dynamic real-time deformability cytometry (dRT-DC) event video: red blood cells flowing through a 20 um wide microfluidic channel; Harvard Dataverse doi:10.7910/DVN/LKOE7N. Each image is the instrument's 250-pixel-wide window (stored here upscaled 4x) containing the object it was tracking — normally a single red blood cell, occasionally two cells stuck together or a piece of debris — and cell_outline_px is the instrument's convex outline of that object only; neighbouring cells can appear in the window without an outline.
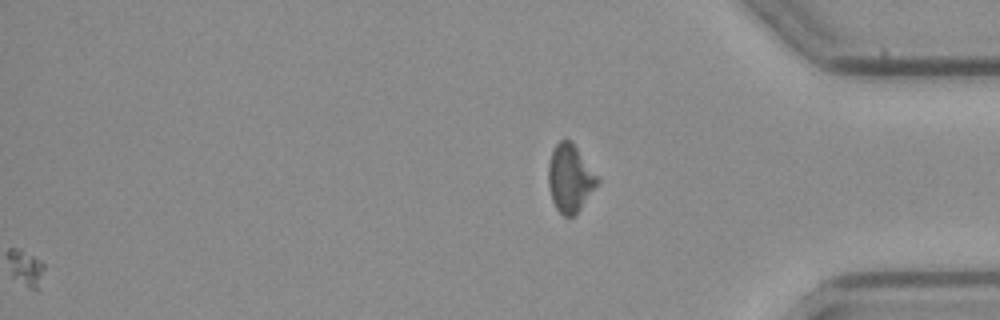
{"species": "common noctule bat (a hibernating species)", "species_latin": "Nyctalus noctula", "temperature_condition": "cold", "stored_images_in_passage": 46, "camera_frame_rate_fps": 3000, "um_per_image_px": 0.085, "animal": {"sex": "female", "body_mass_g": 21.9}, "frame": {"image": 1, "passage_image": 46, "time_ms": 15.0, "image_size_px": [1000, 320], "cell_outline_px": [[600, 180], [580, 208], [572, 216], [564, 216], [556, 208], [552, 200], [548, 184], [548, 164], [552, 152], [556, 144], [560, 140], [572, 140]], "centroid_in_image_um": [48.43, 15.12], "position_along_channel_um": 386.8, "area_um2": 19.02}}